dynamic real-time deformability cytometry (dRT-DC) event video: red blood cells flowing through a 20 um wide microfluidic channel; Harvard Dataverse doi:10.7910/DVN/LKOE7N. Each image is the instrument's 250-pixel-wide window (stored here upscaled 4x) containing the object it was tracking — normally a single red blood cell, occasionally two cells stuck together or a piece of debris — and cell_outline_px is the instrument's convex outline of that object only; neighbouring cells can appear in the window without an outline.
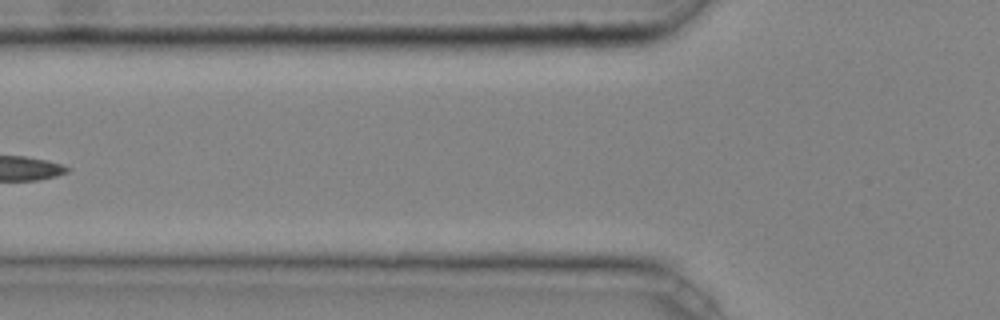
{"species": "common noctule bat (a hibernating species)", "species_latin": "Nyctalus noctula", "temperature_condition": "cold", "stored_images_in_passage": 6, "camera_frame_rate_fps": 3000, "um_per_image_px": 0.085, "animal": {"sex": "male", "body_mass_g": 20.4}, "frame": {"image": 1, "passage_image": 5, "time_ms": 1.333, "image_size_px": [1000, 320], "cell_outline_px": [[292, 208], [288, 212], [276, 220], [164, 216], [156, 212], [156, 208], [168, 204], [284, 204]], "centroid_in_image_um": [19.19, 17.93], "position_along_channel_um": 106.6, "area_um2": 12.83}}